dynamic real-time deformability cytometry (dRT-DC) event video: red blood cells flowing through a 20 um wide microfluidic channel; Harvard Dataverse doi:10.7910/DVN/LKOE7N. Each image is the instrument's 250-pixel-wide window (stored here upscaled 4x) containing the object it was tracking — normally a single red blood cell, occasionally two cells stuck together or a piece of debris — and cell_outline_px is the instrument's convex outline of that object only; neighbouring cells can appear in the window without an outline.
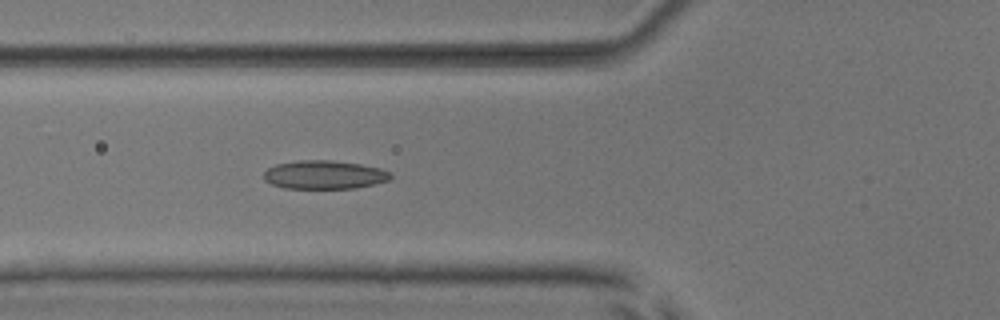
{"species": "common noctule bat (a hibernating species)", "species_latin": "Nyctalus noctula", "temperature_condition": "room temperature", "stored_images_in_passage": 2, "camera_frame_rate_fps": 3000, "um_per_image_px": 0.085, "animal": {"sex": "male", "body_mass_g": 17.9, "forearm_length_mm": 54.2}, "frame": {"image": 1, "passage_image": 2, "time_ms": 1.0, "image_size_px": [1000, 320], "cell_outline_px": [[392, 176], [388, 180], [356, 188], [284, 188], [272, 184], [264, 180], [264, 172], [268, 168], [276, 164], [300, 160], [332, 160], [360, 164], [380, 168], [392, 172]], "centroid_in_image_um": [27.56, 14.85], "position_along_channel_um": 98.2, "area_um2": 21.04}}